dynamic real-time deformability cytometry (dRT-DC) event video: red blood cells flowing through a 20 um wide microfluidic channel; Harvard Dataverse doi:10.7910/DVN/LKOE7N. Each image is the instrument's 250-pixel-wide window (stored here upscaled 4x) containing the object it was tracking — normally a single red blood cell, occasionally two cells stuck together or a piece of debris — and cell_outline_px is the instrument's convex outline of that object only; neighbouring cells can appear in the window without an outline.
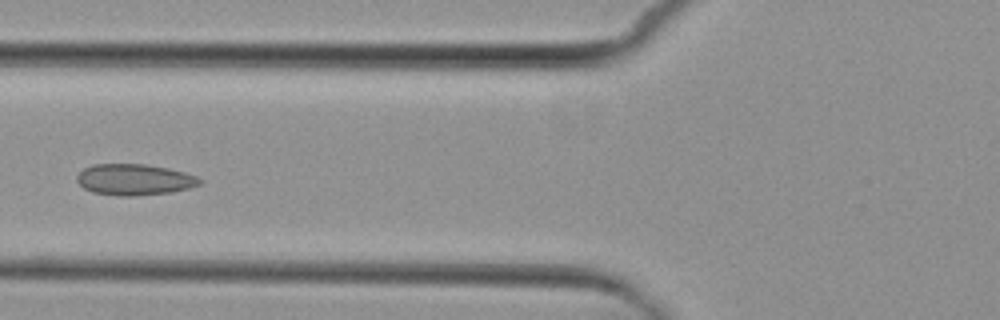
{"species": "common noctule bat (a hibernating species)", "species_latin": "Nyctalus noctula", "temperature_condition": "cold", "stored_images_in_passage": 2, "camera_frame_rate_fps": 3000, "um_per_image_px": 0.085, "animal": {"sex": "female", "body_mass_g": 29.2, "forearm_length_mm": 56.3}, "frame": {"image": 1, "passage_image": 2, "time_ms": 1.0, "image_size_px": [1000, 320], "cell_outline_px": [[204, 180], [200, 184], [188, 188], [172, 192], [136, 196], [116, 196], [92, 192], [84, 188], [76, 180], [76, 176], [84, 168], [92, 164], [144, 164], [168, 168], [184, 172], [196, 176]], "centroid_in_image_um": [11.42, 15.27], "position_along_channel_um": 114.4, "area_um2": 22.43}}